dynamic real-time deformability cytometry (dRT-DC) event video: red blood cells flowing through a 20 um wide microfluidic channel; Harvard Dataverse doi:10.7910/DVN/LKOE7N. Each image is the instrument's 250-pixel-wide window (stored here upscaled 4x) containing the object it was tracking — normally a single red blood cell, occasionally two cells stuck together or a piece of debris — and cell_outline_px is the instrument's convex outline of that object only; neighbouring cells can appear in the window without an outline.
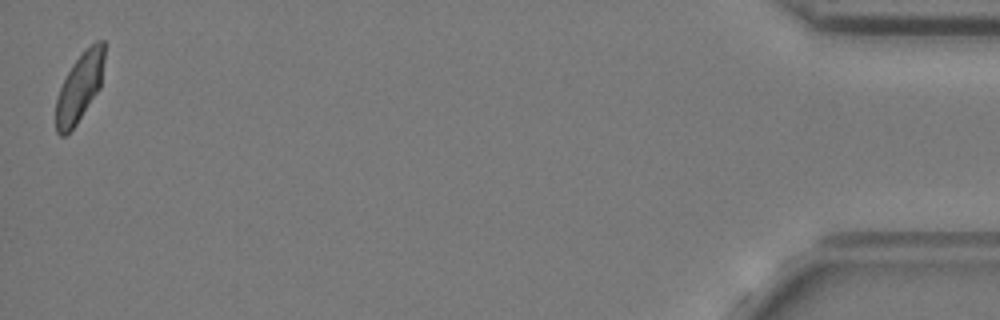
{"species": "common noctule bat (a hibernating species)", "species_latin": "Nyctalus noctula", "temperature_condition": "cold", "stored_images_in_passage": 14, "camera_frame_rate_fps": 3000, "um_per_image_px": 0.085, "animal": {"sex": "female", "body_mass_g": 24.6, "forearm_length_mm": 56.2}, "frame": {"image": 1, "passage_image": 14, "time_ms": 17.333, "image_size_px": [1000, 320], "cell_outline_px": [[104, 60], [100, 88], [76, 124], [64, 136], [60, 136], [56, 132], [56, 100], [60, 88], [72, 64], [96, 40], [104, 40]], "centroid_in_image_um": [6.76, 7.44], "position_along_channel_um": 428.4, "area_um2": 18.96}, "authors_computed_cell_mechanics": {"area_um2": 20.6924, "velocity_mm_per_s": 3.6642, "shape_relaxation_time_tau1_ms": 6.0287, "shape_relaxation_time_tau2_ms": 1.6818, "deformation_change_tau1": 0.1368, "deformation_change_tau2": 0.0455}}